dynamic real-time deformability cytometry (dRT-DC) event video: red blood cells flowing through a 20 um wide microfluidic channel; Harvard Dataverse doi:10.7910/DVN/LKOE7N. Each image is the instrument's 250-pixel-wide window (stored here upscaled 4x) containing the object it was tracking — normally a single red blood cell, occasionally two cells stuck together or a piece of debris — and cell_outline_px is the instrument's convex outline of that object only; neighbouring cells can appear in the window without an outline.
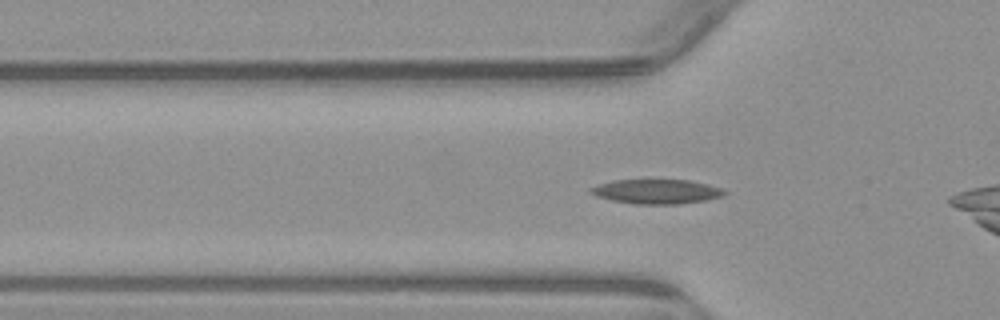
{"species": "common noctule bat (a hibernating species)", "species_latin": "Nyctalus noctula", "temperature_condition": "warm", "stored_images_in_passage": 12, "camera_frame_rate_fps": 3000, "um_per_image_px": 0.085, "animal": {"sex": "male", "body_mass_g": 23.1, "forearm_length_mm": 52.7}, "frame": {"image": 1, "passage_image": 6, "time_ms": 1.667, "image_size_px": [1000, 320], "cell_outline_px": [[728, 192], [724, 196], [708, 200], [680, 204], [632, 204], [612, 200], [596, 196], [588, 192], [588, 188], [612, 180], [648, 176], [688, 180], [708, 184], [720, 188]], "centroid_in_image_um": [55.78, 16.23], "position_along_channel_um": 70.0, "area_um2": 20.35}}
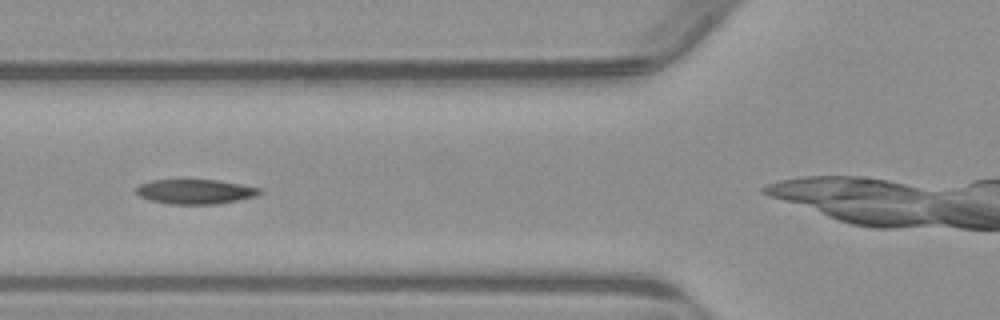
{"frame": {"image": 2, "passage_image": 9, "time_ms": 2.667, "image_size_px": [1000, 320], "cell_outline_px": [[260, 192], [256, 196], [216, 204], [172, 204], [152, 200], [140, 196], [136, 192], [136, 188], [140, 184], [152, 180], [216, 180], [240, 184], [260, 188]], "centroid_in_image_um": [16.58, 16.28], "position_along_channel_um": 109.2, "area_um2": 17.4}}
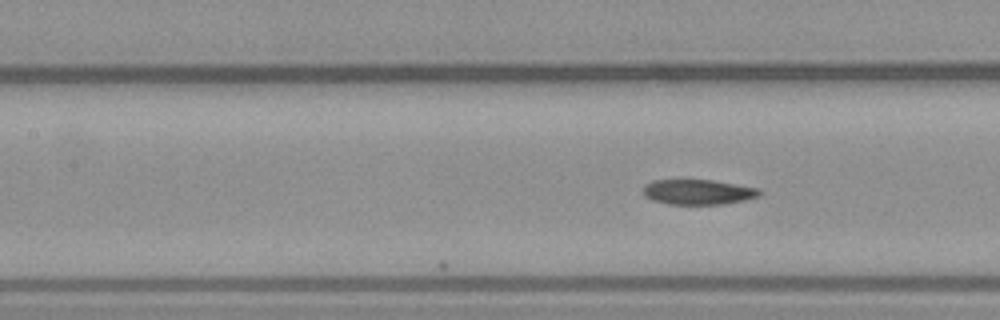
{"frame": {"image": 3, "passage_image": 12, "time_ms": 3.667, "image_size_px": [1000, 320], "cell_outline_px": [[764, 192], [760, 196], [744, 200], [724, 204], [668, 204], [652, 200], [644, 196], [644, 184], [652, 180], [712, 180], [760, 188]], "centroid_in_image_um": [59.37, 16.32], "position_along_channel_um": 148.0, "area_um2": 17.17}}